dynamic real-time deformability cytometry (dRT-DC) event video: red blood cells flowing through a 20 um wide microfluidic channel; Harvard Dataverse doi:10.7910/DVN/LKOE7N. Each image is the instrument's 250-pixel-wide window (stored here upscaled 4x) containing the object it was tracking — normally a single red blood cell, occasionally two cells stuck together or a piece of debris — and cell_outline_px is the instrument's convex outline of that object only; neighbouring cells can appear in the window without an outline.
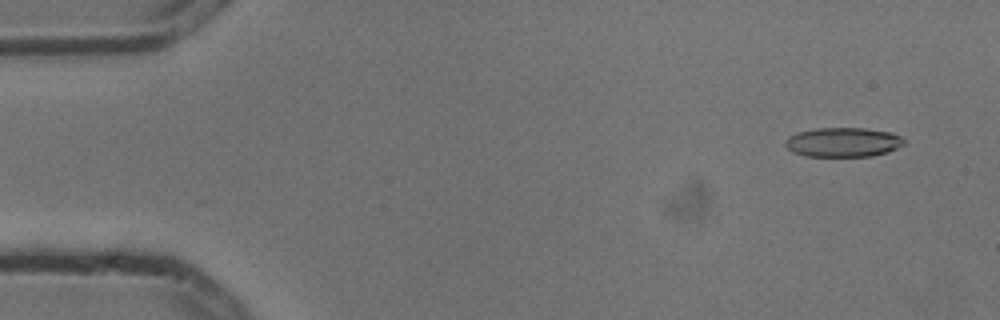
{"species": "common noctule bat (a hibernating species)", "species_latin": "Nyctalus noctula", "temperature_condition": "cold", "stored_images_in_passage": 9, "camera_frame_rate_fps": 3000, "um_per_image_px": 0.085, "animal": {"sex": "male", "body_mass_g": 13.3}, "frame": {"image": 1, "passage_image": 2, "time_ms": 0.333, "image_size_px": [1000, 320], "cell_outline_px": [[904, 144], [888, 152], [872, 156], [804, 156], [792, 152], [784, 144], [784, 140], [788, 136], [800, 132], [816, 128], [864, 128], [892, 132], [900, 136], [904, 140]], "centroid_in_image_um": [71.65, 12.09], "position_along_channel_um": 13.4, "area_um2": 20.4}}
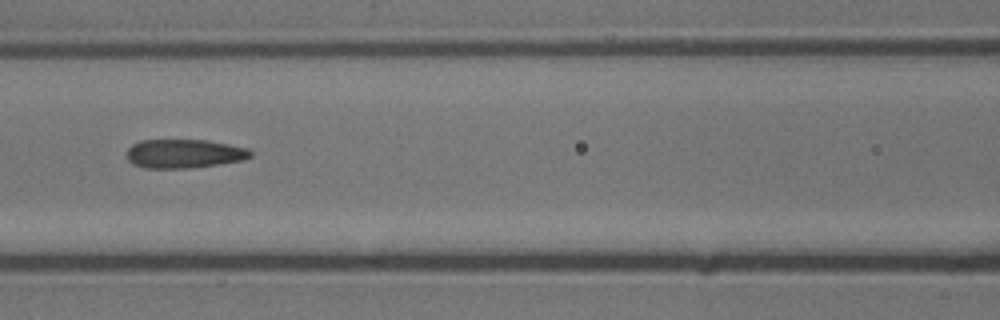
{"frame": {"image": 2, "passage_image": 7, "time_ms": 2.0, "image_size_px": [1000, 320], "cell_outline_px": [[252, 156], [244, 160], [220, 164], [188, 168], [144, 168], [132, 164], [128, 160], [128, 148], [132, 144], [140, 140], [208, 140], [248, 148], [252, 152]], "centroid_in_image_um": [15.66, 13.06], "position_along_channel_um": 150.9, "area_um2": 20.92}}
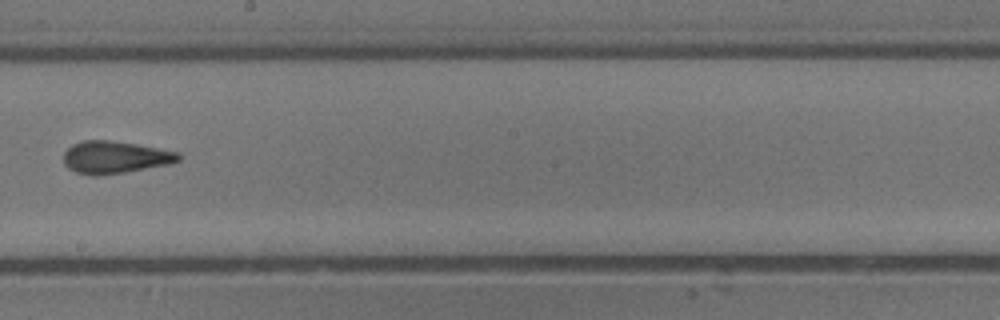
{"frame": {"image": 3, "passage_image": 9, "time_ms": 2.667, "image_size_px": [1000, 320], "cell_outline_px": [[180, 160], [168, 164], [124, 172], [96, 176], [92, 176], [76, 172], [68, 168], [64, 164], [64, 152], [72, 144], [84, 140], [112, 140], [136, 144], [180, 152]], "centroid_in_image_um": [9.75, 13.36], "position_along_channel_um": 238.4, "area_um2": 21.62}}